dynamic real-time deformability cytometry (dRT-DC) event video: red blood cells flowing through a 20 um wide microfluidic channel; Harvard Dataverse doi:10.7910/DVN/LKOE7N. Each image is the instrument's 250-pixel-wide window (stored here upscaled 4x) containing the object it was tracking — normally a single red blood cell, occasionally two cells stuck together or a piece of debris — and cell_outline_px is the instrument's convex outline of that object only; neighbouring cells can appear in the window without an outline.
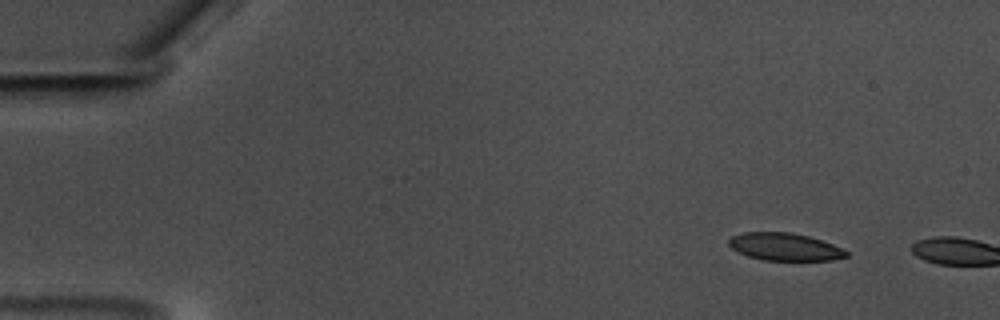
{"species": "common noctule bat (a hibernating species)", "species_latin": "Nyctalus noctula", "temperature_condition": "warm", "stored_images_in_passage": 9, "camera_frame_rate_fps": 3000, "um_per_image_px": 0.085, "animal": {"sex": "male", "body_mass_g": 17.5, "forearm_length_mm": 52.3}, "frame": {"image": 1, "passage_image": 7, "time_ms": 2.0, "image_size_px": [1000, 320], "cell_outline_px": [[848, 256], [832, 260], [764, 260], [748, 256], [732, 248], [728, 244], [728, 240], [732, 236], [744, 232], [792, 232], [808, 236], [844, 248], [848, 252]], "centroid_in_image_um": [66.72, 20.97], "position_along_channel_um": 18.3, "area_um2": 18.79}}